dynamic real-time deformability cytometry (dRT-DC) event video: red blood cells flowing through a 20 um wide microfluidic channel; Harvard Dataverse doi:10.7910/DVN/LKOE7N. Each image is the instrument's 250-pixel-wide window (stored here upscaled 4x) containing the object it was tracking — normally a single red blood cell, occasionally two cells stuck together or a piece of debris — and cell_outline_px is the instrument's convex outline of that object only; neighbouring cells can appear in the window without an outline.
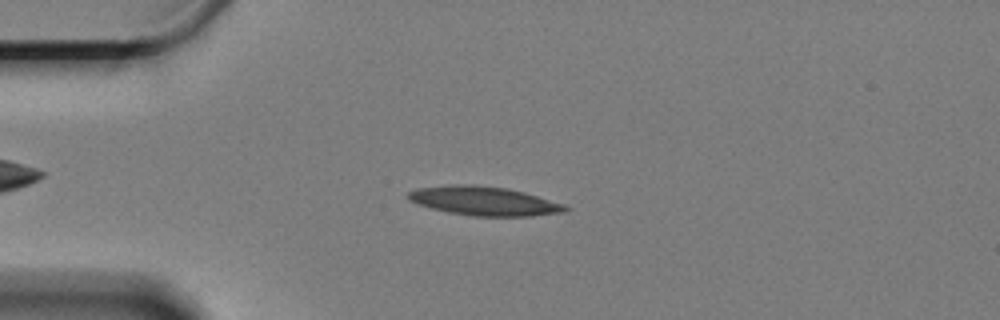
{"species": "Egyptian fruit bat (a non-hibernating species)", "species_latin": "Rousettus aegyptiacus", "temperature_condition": "cold", "stored_images_in_passage": 46, "camera_frame_rate_fps": 3000, "um_per_image_px": 0.085, "animal": {"sex": "female"}, "frame": {"image": 1, "passage_image": 1, "time_ms": 0.0, "image_size_px": [1000, 320], "cell_outline_px": [[568, 208], [564, 212], [532, 216], [472, 216], [448, 212], [432, 208], [408, 200], [408, 192], [416, 188], [448, 184], [472, 184], [504, 188], [524, 192], [564, 204]], "centroid_in_image_um": [41.12, 17.08], "position_along_channel_um": 43.9, "area_um2": 26.41}}
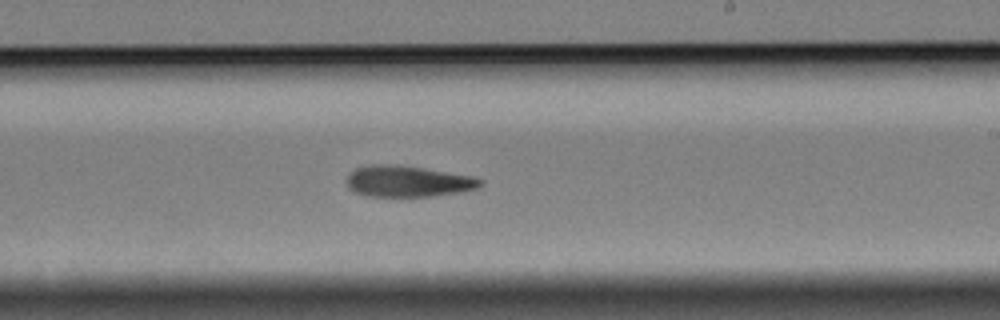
{"frame": {"image": 2, "passage_image": 22, "time_ms": 7.0, "image_size_px": [1000, 320], "cell_outline_px": [[484, 184], [476, 188], [460, 192], [432, 196], [368, 196], [356, 192], [348, 188], [348, 172], [356, 168], [368, 164], [388, 164], [424, 168], [472, 176], [484, 180]], "centroid_in_image_um": [34.67, 15.4], "position_along_channel_um": 254.3, "area_um2": 24.22}}
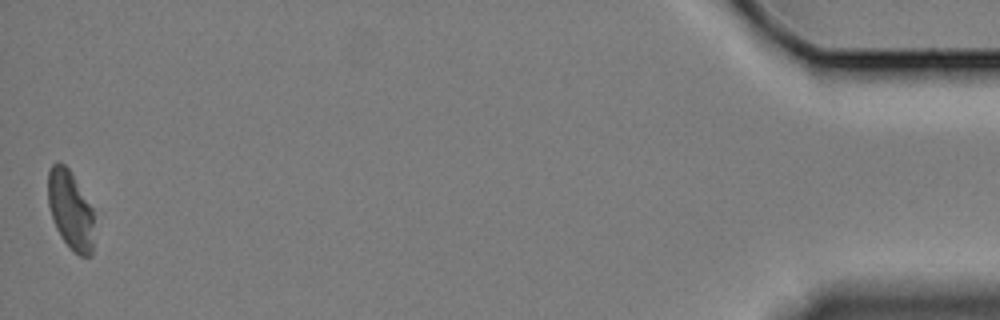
{"frame": {"image": 3, "passage_image": 46, "time_ms": 15.0, "image_size_px": [1000, 320], "cell_outline_px": [[92, 256], [80, 256], [60, 236], [56, 228], [48, 204], [48, 172], [52, 164], [56, 160], [64, 164], [72, 172], [92, 208]], "centroid_in_image_um": [5.96, 17.78], "position_along_channel_um": 429.2, "area_um2": 20.87}}